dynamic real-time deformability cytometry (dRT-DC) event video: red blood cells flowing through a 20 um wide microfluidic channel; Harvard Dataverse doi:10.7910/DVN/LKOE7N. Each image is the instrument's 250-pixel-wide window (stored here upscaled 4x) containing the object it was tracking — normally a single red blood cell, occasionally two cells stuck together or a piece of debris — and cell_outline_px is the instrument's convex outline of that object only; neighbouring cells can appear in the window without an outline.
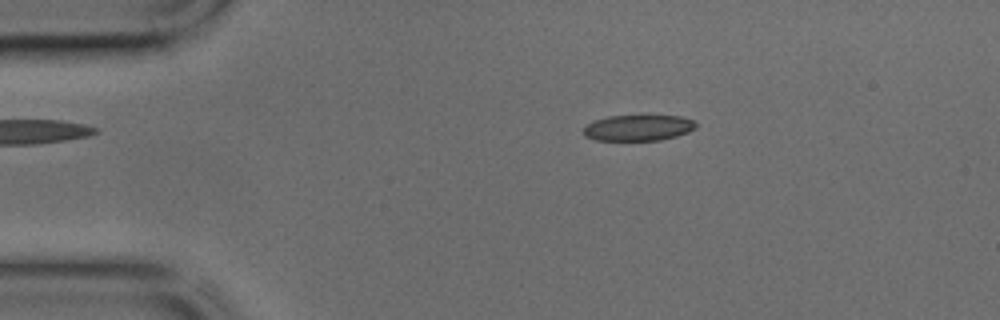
{"species": "common noctule bat (a hibernating species)", "species_latin": "Nyctalus noctula", "temperature_condition": "cold", "stored_images_in_passage": 38, "camera_frame_rate_fps": 3000, "um_per_image_px": 0.085, "animal": {"sex": "male", "body_mass_g": 17.9, "forearm_length_mm": 54.2}, "frame": {"image": 1, "passage_image": 2, "time_ms": 0.333, "image_size_px": [1000, 320], "cell_outline_px": [[696, 128], [688, 132], [676, 136], [660, 140], [596, 140], [584, 136], [584, 128], [588, 124], [596, 120], [608, 116], [680, 116], [692, 120], [696, 124]], "centroid_in_image_um": [54.25, 10.87], "position_along_channel_um": 30.7, "area_um2": 16.76}}
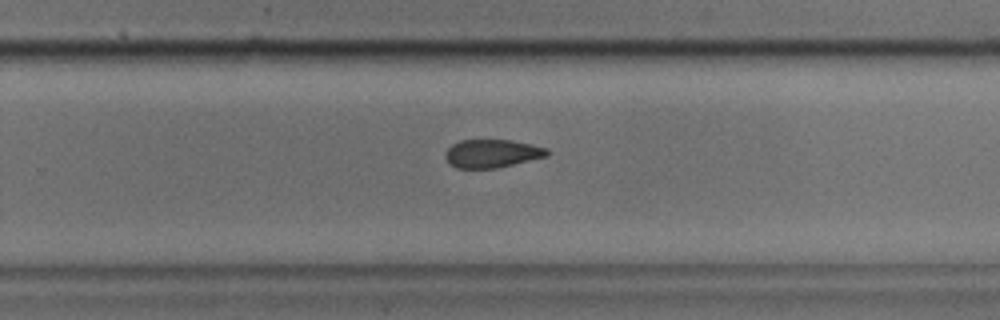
{"frame": {"image": 2, "passage_image": 22, "time_ms": 7.0, "image_size_px": [1000, 320], "cell_outline_px": [[548, 156], [496, 168], [456, 168], [444, 156], [448, 148], [452, 144], [460, 140], [512, 140], [532, 144], [548, 148]], "centroid_in_image_um": [41.84, 13.04], "position_along_channel_um": 288.0, "area_um2": 16.65}}
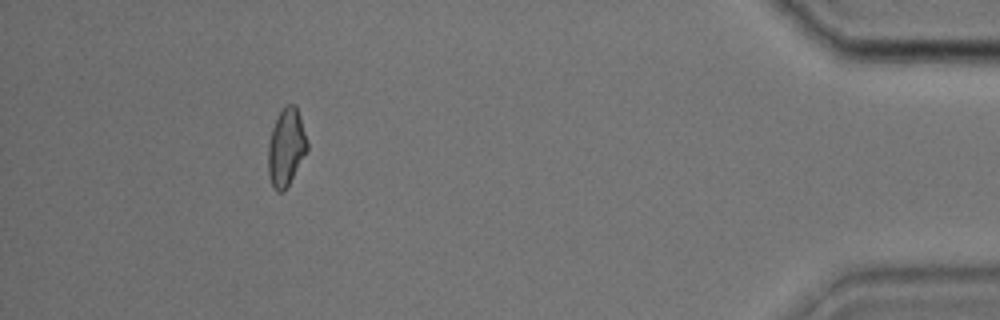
{"frame": {"image": 3, "passage_image": 34, "time_ms": 11.0, "image_size_px": [1000, 320], "cell_outline_px": [[308, 148], [284, 192], [276, 192], [268, 176], [268, 144], [272, 128], [284, 104], [296, 104], [300, 116], [308, 144]], "centroid_in_image_um": [24.31, 12.51], "position_along_channel_um": 410.9, "area_um2": 17.51}}